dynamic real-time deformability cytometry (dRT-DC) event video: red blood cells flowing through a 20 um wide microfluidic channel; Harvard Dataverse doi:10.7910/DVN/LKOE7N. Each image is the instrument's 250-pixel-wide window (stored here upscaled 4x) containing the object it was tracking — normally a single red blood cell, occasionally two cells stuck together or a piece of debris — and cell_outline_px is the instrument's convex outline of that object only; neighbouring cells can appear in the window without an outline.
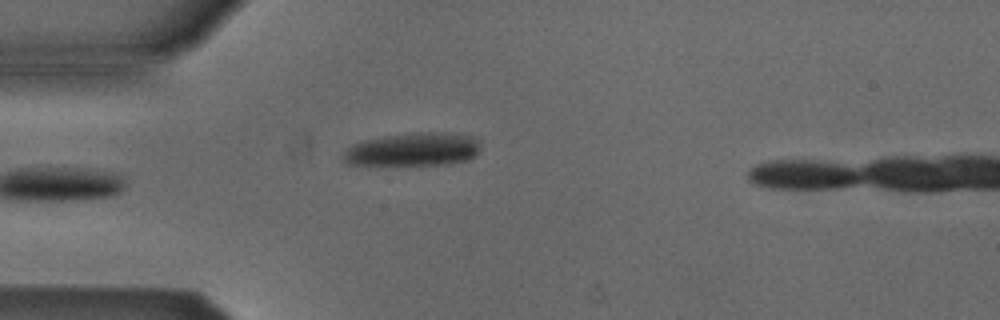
{"species": "Egyptian fruit bat (a non-hibernating species)", "species_latin": "Rousettus aegyptiacus", "temperature_condition": "cold", "stored_images_in_passage": 5, "camera_frame_rate_fps": 3000, "um_per_image_px": 0.085, "animal": {"sex": "male"}, "frame": {"image": 1, "passage_image": 5, "time_ms": 4.667, "image_size_px": [1000, 320], "cell_outline_px": [[480, 148], [476, 156], [468, 160], [448, 164], [348, 164], [344, 160], [344, 152], [352, 144], [364, 140], [384, 136], [412, 132], [444, 132], [472, 136], [480, 144]], "centroid_in_image_um": [35.16, 12.68], "position_along_channel_um": 49.8, "area_um2": 26.47}}